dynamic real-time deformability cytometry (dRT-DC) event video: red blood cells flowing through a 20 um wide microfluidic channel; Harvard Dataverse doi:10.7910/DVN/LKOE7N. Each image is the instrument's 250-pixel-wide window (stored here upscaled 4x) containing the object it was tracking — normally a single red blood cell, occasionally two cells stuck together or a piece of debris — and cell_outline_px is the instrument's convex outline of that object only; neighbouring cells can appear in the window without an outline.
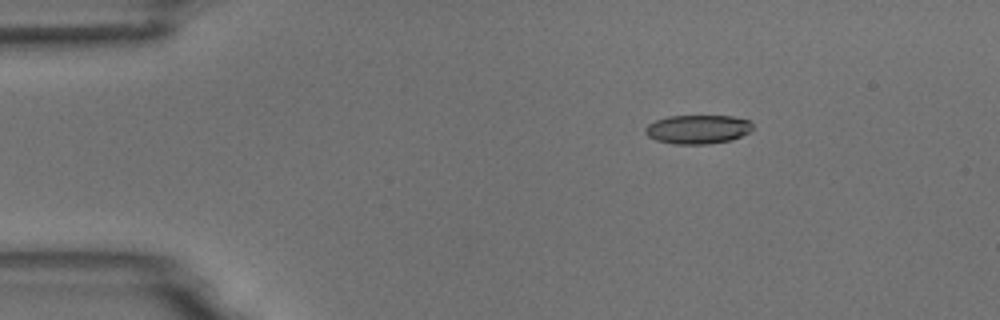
{"species": "common noctule bat (a hibernating species)", "species_latin": "Nyctalus noctula", "temperature_condition": "room temperature", "stored_images_in_passage": 4, "camera_frame_rate_fps": 3000, "um_per_image_px": 0.085, "animal": {"sex": "male", "body_mass_g": 18.8}, "frame": {"image": 1, "passage_image": 1, "time_ms": 0.0, "image_size_px": [1000, 320], "cell_outline_px": [[752, 128], [748, 132], [732, 140], [708, 144], [676, 144], [656, 140], [648, 136], [644, 132], [644, 128], [648, 124], [656, 120], [668, 116], [732, 116], [748, 120], [752, 124]], "centroid_in_image_um": [59.28, 10.99], "position_along_channel_um": 25.7, "area_um2": 18.03}}
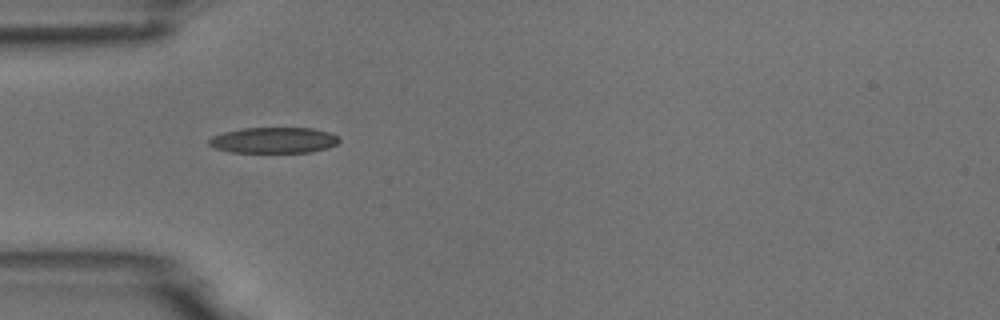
{"frame": {"image": 2, "passage_image": 3, "time_ms": 2.667, "image_size_px": [1000, 320], "cell_outline_px": [[340, 140], [336, 144], [328, 148], [312, 152], [232, 152], [216, 148], [208, 144], [208, 140], [212, 136], [224, 132], [244, 128], [312, 128], [328, 132], [336, 136]], "centroid_in_image_um": [23.26, 11.92], "position_along_channel_um": 61.7, "area_um2": 19.48}}